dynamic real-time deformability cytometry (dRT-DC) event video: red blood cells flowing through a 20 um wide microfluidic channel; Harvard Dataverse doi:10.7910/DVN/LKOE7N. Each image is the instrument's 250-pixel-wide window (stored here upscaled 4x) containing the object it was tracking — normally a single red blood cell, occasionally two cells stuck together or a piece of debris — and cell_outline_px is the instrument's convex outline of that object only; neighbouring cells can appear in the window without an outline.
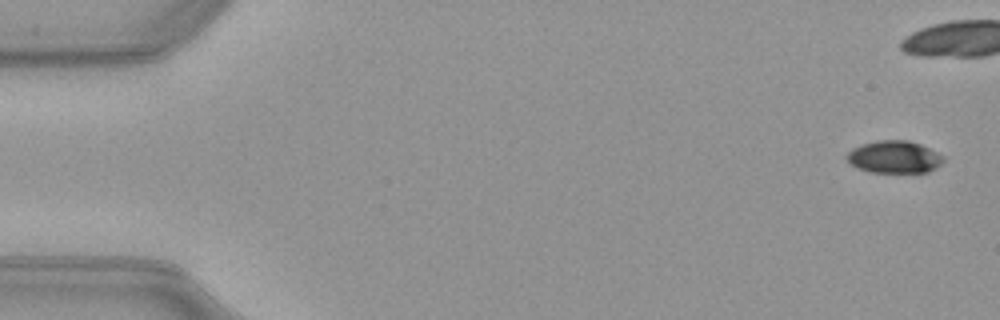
{"species": "common noctule bat (a hibernating species)", "species_latin": "Nyctalus noctula", "temperature_condition": "warm", "stored_images_in_passage": 40, "camera_frame_rate_fps": 3000, "um_per_image_px": 0.085, "animal": {"sex": "female", "body_mass_g": 21.9}, "frame": {"image": 1, "passage_image": 1, "time_ms": 0.0, "image_size_px": [1000, 320], "cell_outline_px": [[944, 160], [936, 168], [928, 172], [872, 172], [856, 168], [848, 164], [844, 156], [852, 148], [876, 140], [908, 140], [920, 144], [944, 156]], "centroid_in_image_um": [75.97, 13.34], "position_along_channel_um": 9.0, "area_um2": 18.32}}
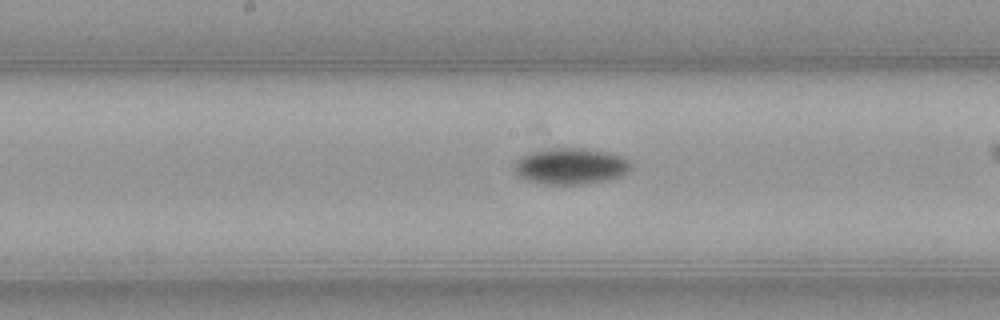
{"frame": {"image": 2, "passage_image": 26, "time_ms": 8.333, "image_size_px": [1000, 320], "cell_outline_px": [[632, 164], [628, 172], [620, 176], [608, 180], [588, 184], [548, 184], [528, 180], [516, 176], [516, 160], [528, 152], [544, 148], [584, 148], [604, 152], [620, 156], [628, 160]], "centroid_in_image_um": [48.5, 14.12], "position_along_channel_um": 199.7, "area_um2": 24.62}}
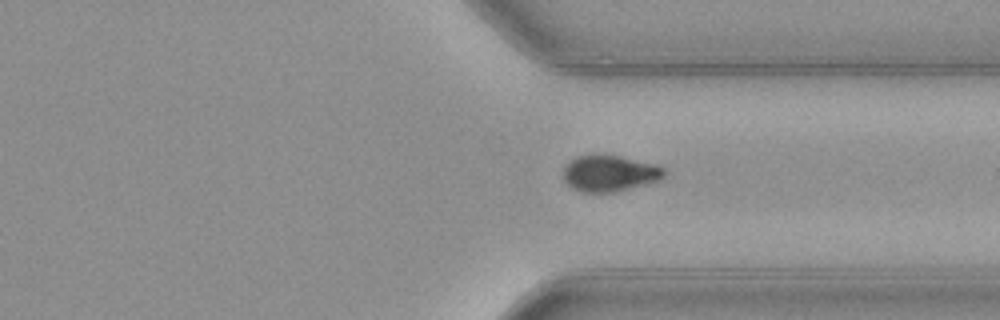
{"frame": {"image": 3, "passage_image": 38, "time_ms": 12.333, "image_size_px": [1000, 320], "cell_outline_px": [[668, 172], [660, 180], [648, 184], [616, 192], [580, 192], [572, 188], [564, 180], [564, 164], [576, 156], [620, 156], [656, 164], [664, 168]], "centroid_in_image_um": [51.85, 14.75], "position_along_channel_um": 359.6, "area_um2": 21.39}}